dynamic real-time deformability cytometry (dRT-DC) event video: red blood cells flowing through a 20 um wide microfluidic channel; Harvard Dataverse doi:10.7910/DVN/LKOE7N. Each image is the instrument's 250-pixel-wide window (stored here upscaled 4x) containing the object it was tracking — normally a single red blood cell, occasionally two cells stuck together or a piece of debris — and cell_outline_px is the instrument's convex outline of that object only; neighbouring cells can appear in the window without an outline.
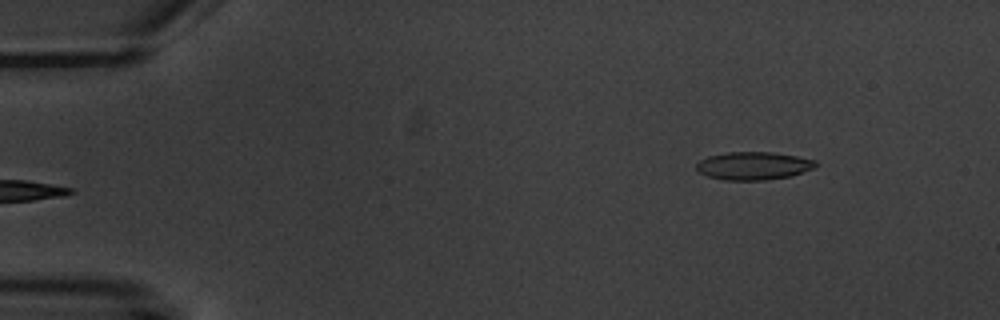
{"species": "common noctule bat (a hibernating species)", "species_latin": "Nyctalus noctula", "temperature_condition": "warm", "stored_images_in_passage": 5, "segment_of_instrument_passage": [2, 2], "camera_frame_rate_fps": 3000, "um_per_image_px": 0.085, "animal": {"sex": "male", "body_mass_g": 20.1, "forearm_length_mm": 53.5}, "frame": {"image": 1, "passage_image": 5, "time_ms": 5.667, "image_size_px": [1000, 320], "cell_outline_px": [[820, 164], [816, 168], [792, 176], [764, 180], [724, 180], [708, 176], [700, 172], [696, 168], [696, 164], [700, 160], [708, 156], [728, 152], [772, 152], [796, 156], [816, 160]], "centroid_in_image_um": [64.1, 14.09], "position_along_channel_um": 20.9, "area_um2": 19.59}}